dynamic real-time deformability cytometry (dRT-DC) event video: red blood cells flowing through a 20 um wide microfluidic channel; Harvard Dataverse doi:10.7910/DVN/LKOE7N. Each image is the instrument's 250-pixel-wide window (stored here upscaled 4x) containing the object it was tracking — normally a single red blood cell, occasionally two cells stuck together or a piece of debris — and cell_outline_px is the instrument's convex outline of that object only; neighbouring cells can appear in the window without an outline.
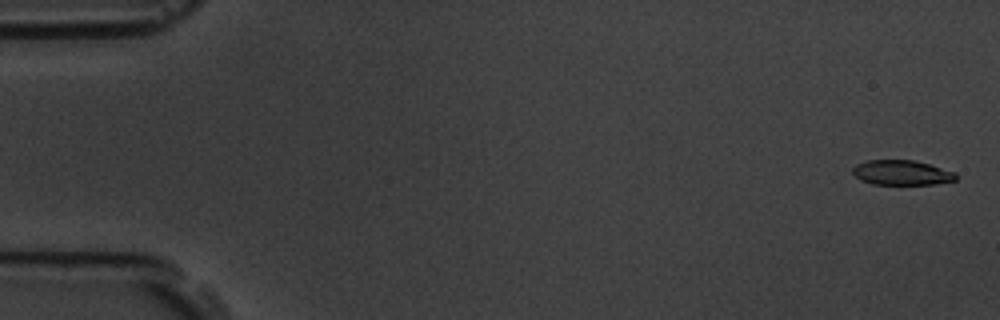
{"species": "common noctule bat (a hibernating species)", "species_latin": "Nyctalus noctula", "temperature_condition": "room temperature", "stored_images_in_passage": 6, "segment_of_instrument_passage": [2, 2], "camera_frame_rate_fps": 3000, "um_per_image_px": 0.085, "animal": {"sex": "male", "body_mass_g": 19.5, "forearm_length_mm": 54.6}, "frame": {"image": 1, "passage_image": 6, "time_ms": 1.667, "image_size_px": [1000, 320], "cell_outline_px": [[956, 180], [932, 184], [872, 184], [860, 180], [852, 172], [852, 168], [856, 164], [868, 160], [912, 160], [928, 164], [956, 172]], "centroid_in_image_um": [76.62, 14.67], "position_along_channel_um": 8.4, "area_um2": 14.85}}